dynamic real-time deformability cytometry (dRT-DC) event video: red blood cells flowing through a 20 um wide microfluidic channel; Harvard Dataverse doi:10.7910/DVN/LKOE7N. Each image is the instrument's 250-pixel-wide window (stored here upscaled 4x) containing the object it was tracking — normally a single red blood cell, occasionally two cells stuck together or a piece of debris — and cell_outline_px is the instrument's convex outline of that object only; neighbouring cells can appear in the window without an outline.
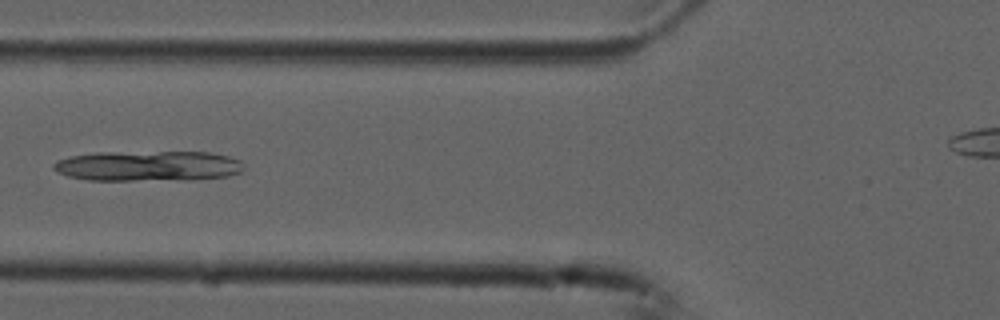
{"species": "common noctule bat (a hibernating species)", "species_latin": "Nyctalus noctula", "temperature_condition": "cold", "stored_images_in_passage": 6, "camera_frame_rate_fps": 3000, "um_per_image_px": 0.085, "animal": {"sex": "male", "forearm_length_mm": 52.5}, "frame": {"image": 1, "passage_image": 5, "time_ms": 1.333, "image_size_px": [1000, 320], "cell_outline_px": [[244, 168], [240, 172], [228, 176], [132, 180], [88, 180], [68, 176], [56, 172], [52, 168], [52, 164], [56, 160], [72, 156], [100, 152], [208, 152], [228, 156], [240, 160], [244, 164]], "centroid_in_image_um": [12.51, 14.08], "position_along_channel_um": 113.3, "area_um2": 33.06}}
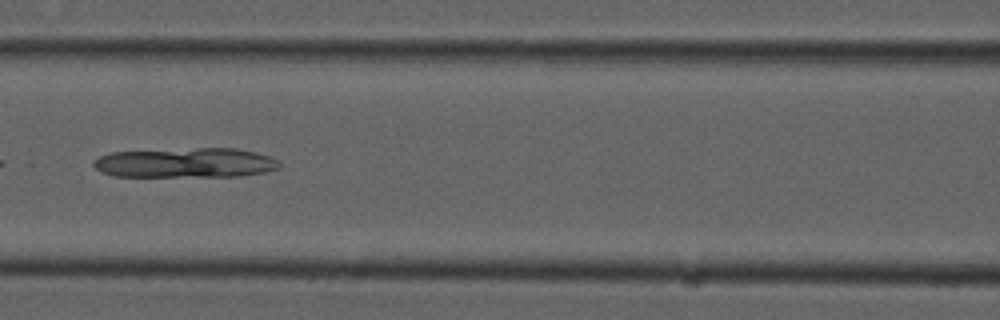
{"frame": {"image": 2, "passage_image": 6, "time_ms": 1.667, "image_size_px": [1000, 320], "cell_outline_px": [[280, 164], [276, 168], [264, 172], [236, 176], [112, 176], [100, 172], [92, 164], [100, 156], [112, 152], [200, 148], [236, 148], [256, 152], [268, 156], [276, 160]], "centroid_in_image_um": [15.74, 13.84], "position_along_channel_um": 150.9, "area_um2": 31.91}}